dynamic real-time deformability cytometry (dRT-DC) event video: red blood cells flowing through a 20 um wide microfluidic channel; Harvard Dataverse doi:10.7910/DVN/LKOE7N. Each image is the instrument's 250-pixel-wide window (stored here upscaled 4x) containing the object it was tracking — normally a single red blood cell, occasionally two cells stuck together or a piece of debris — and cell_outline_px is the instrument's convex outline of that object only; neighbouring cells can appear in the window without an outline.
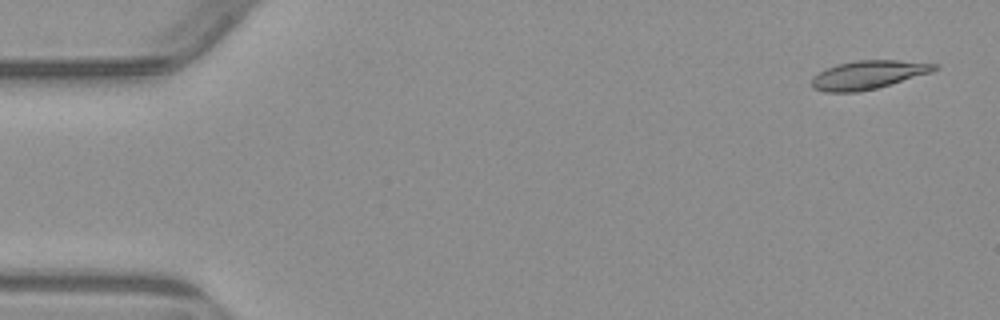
{"species": "common noctule bat (a hibernating species)", "species_latin": "Nyctalus noctula", "temperature_condition": "warm", "stored_images_in_passage": 7, "camera_frame_rate_fps": 3000, "um_per_image_px": 0.085, "animal": {"sex": "male", "body_mass_g": 23.1, "forearm_length_mm": 52.7}, "frame": {"image": 1, "passage_image": 1, "time_ms": 0.0, "image_size_px": [1000, 320], "cell_outline_px": [[940, 68], [932, 72], [892, 84], [860, 92], [824, 92], [812, 88], [812, 76], [824, 68], [836, 64], [856, 60], [900, 60], [940, 64]], "centroid_in_image_um": [73.79, 6.35], "position_along_channel_um": 11.2, "area_um2": 20.75}}
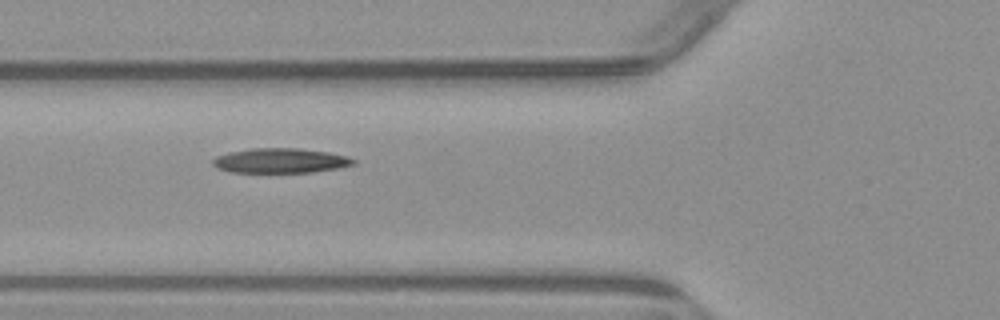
{"frame": {"image": 2, "passage_image": 5, "time_ms": 5.667, "image_size_px": [1000, 320], "cell_outline_px": [[356, 164], [340, 168], [312, 172], [232, 172], [216, 168], [212, 164], [212, 160], [216, 156], [232, 152], [252, 148], [300, 148], [328, 152], [348, 156], [356, 160]], "centroid_in_image_um": [23.88, 13.65], "position_along_channel_um": 101.9, "area_um2": 20.35}}
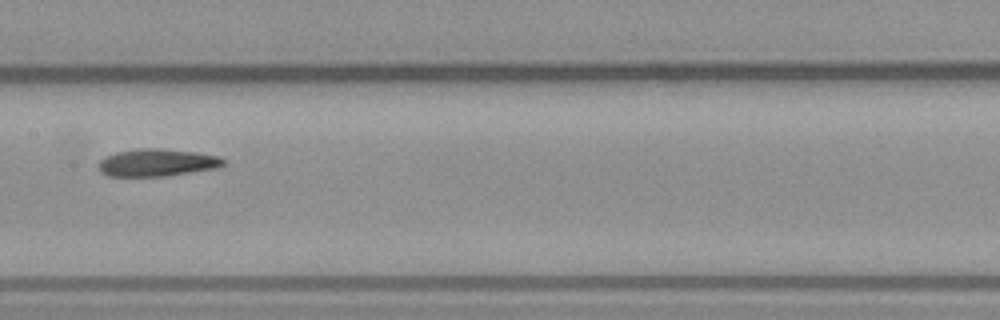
{"frame": {"image": 3, "passage_image": 7, "time_ms": 8.0, "image_size_px": [1000, 320], "cell_outline_px": [[228, 164], [216, 168], [168, 176], [108, 176], [100, 172], [100, 160], [104, 156], [116, 152], [140, 148], [164, 148], [196, 152], [220, 156], [228, 160]], "centroid_in_image_um": [13.42, 13.81], "position_along_channel_um": 194.0, "area_um2": 20.29}}